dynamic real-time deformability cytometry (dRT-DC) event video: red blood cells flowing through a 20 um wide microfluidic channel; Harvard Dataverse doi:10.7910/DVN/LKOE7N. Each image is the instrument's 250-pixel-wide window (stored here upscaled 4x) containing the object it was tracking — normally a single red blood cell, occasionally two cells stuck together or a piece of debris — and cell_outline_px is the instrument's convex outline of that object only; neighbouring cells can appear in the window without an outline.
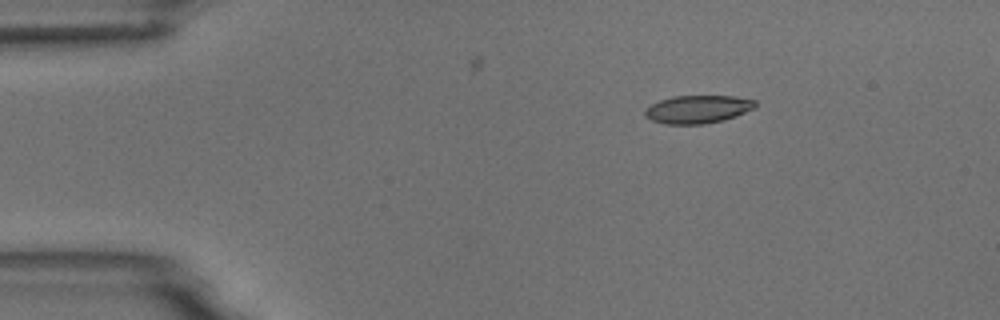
{"species": "common noctule bat (a hibernating species)", "species_latin": "Nyctalus noctula", "temperature_condition": "room temperature", "stored_images_in_passage": 5, "camera_frame_rate_fps": 3000, "um_per_image_px": 0.085, "animal": {"sex": "male", "body_mass_g": 18.8}, "frame": {"image": 1, "passage_image": 3, "time_ms": 2.333, "image_size_px": [1000, 320], "cell_outline_px": [[756, 108], [736, 116], [724, 120], [704, 124], [664, 124], [652, 120], [644, 116], [644, 108], [660, 100], [672, 96], [736, 96], [756, 100]], "centroid_in_image_um": [59.32, 9.28], "position_along_channel_um": 25.7, "area_um2": 18.21}}